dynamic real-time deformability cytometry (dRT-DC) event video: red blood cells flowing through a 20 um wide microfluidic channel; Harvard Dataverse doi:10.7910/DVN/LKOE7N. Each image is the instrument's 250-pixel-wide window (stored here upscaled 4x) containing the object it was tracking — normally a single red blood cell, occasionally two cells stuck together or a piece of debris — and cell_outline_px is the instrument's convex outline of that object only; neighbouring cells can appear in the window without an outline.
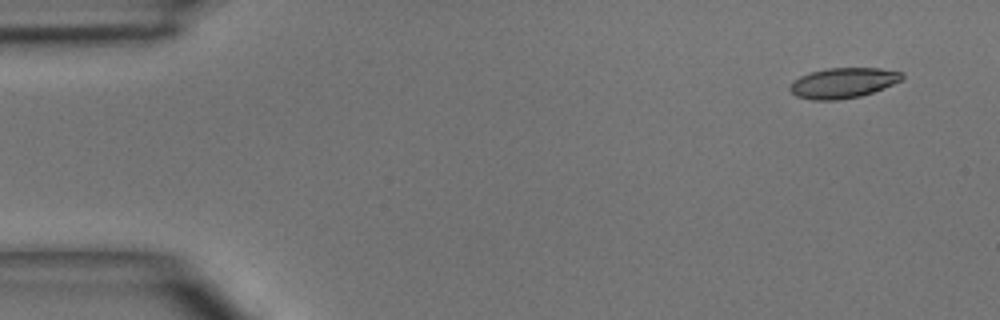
{"species": "common noctule bat (a hibernating species)", "species_latin": "Nyctalus noctula", "temperature_condition": "room temperature", "stored_images_in_passage": 4, "camera_frame_rate_fps": 3000, "um_per_image_px": 0.085, "animal": {"sex": "male", "body_mass_g": 15.6}, "frame": {"image": 1, "passage_image": 1, "time_ms": 0.0, "image_size_px": [1000, 320], "cell_outline_px": [[904, 76], [900, 80], [892, 84], [872, 92], [860, 96], [836, 100], [812, 100], [796, 96], [788, 88], [792, 80], [800, 76], [812, 72], [828, 68], [880, 68], [904, 72]], "centroid_in_image_um": [71.63, 7.04], "position_along_channel_um": 13.4, "area_um2": 19.71}}
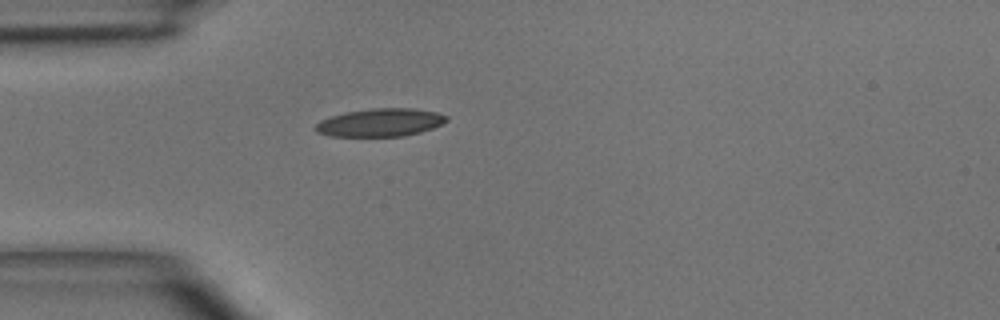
{"frame": {"image": 2, "passage_image": 4, "time_ms": 3.333, "image_size_px": [1000, 320], "cell_outline_px": [[448, 120], [432, 128], [420, 132], [404, 136], [332, 136], [316, 132], [312, 128], [320, 120], [332, 116], [348, 112], [372, 108], [412, 108], [436, 112], [448, 116]], "centroid_in_image_um": [32.31, 10.41], "position_along_channel_um": 52.7, "area_um2": 21.27}}